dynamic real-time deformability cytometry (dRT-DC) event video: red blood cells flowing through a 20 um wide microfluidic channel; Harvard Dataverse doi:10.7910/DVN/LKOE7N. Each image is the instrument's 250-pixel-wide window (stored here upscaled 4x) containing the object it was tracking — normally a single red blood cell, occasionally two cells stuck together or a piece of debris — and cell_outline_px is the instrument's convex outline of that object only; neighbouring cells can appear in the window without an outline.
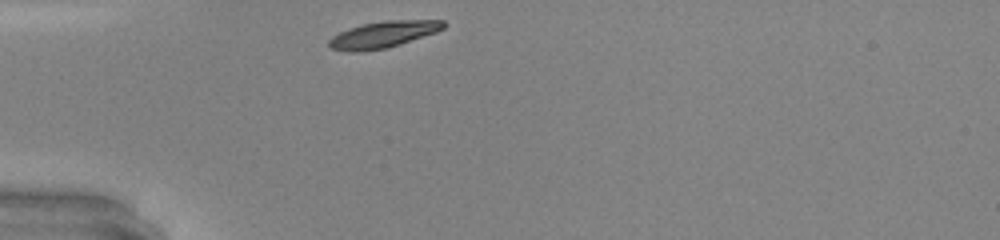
{"species": "common noctule bat (a hibernating species)", "species_latin": "Nyctalus noctula", "temperature_condition": "warm", "stored_images_in_passage": 26, "camera_frame_rate_fps": 3000, "um_per_image_px": 0.085, "animal": {"sex": "male", "body_mass_g": 20.0, "forearm_length_mm": 53.3}, "frame": {"image": 1, "passage_image": 1, "time_ms": 0.0, "image_size_px": [1000, 240], "cell_outline_px": [[448, 24], [444, 28], [436, 32], [384, 48], [356, 52], [348, 52], [332, 48], [328, 44], [328, 40], [332, 36], [348, 28], [364, 24], [384, 20], [444, 20]], "centroid_in_image_um": [32.56, 2.91], "position_along_channel_um": 52.4, "area_um2": 17.46}}
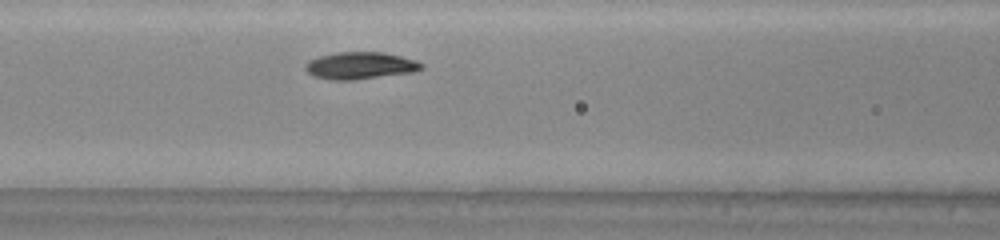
{"frame": {"image": 2, "passage_image": 8, "time_ms": 2.333, "image_size_px": [1000, 240], "cell_outline_px": [[424, 68], [412, 72], [352, 80], [328, 80], [312, 76], [304, 68], [304, 64], [308, 60], [320, 56], [336, 52], [384, 52], [416, 60], [424, 64]], "centroid_in_image_um": [30.58, 5.57], "position_along_channel_um": 136.0, "area_um2": 18.44}, "authors_computed_cell_mechanics": {"area_um2": 17.7446, "velocity_mm_per_s": 4.2652, "shape_relaxation_time_tau1_ms": 1.5881, "shape_relaxation_time_tau2_ms": null, "deformation_change_tau1": 0.1344, "deformation_change_tau2": null}}